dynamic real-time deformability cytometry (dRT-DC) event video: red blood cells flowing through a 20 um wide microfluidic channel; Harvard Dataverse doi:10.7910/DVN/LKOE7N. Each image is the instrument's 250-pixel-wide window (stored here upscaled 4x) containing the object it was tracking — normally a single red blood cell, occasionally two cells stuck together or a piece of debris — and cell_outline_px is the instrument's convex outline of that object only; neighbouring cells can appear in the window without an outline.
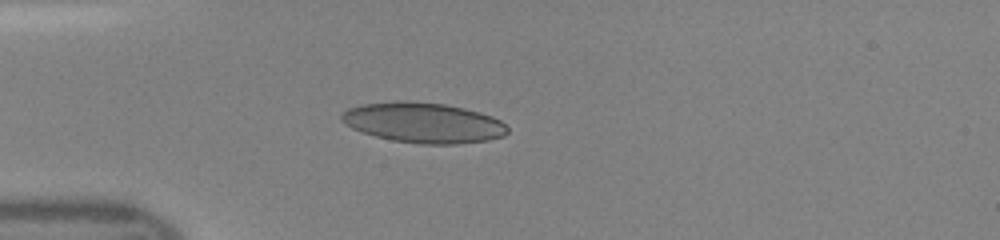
{"species": "human", "species_latin": "Homo sapiens", "temperature_condition": "room temperature", "stored_images_in_passage": 30, "camera_frame_rate_fps": 3000, "um_per_image_px": 0.085, "donor": {"sex": "female"}, "frame": {"image": 1, "passage_image": 1, "time_ms": 0.0, "image_size_px": [1000, 240], "cell_outline_px": [[508, 132], [504, 136], [488, 140], [456, 144], [420, 144], [392, 140], [376, 136], [352, 128], [344, 124], [340, 120], [340, 112], [348, 108], [360, 104], [396, 100], [444, 104], [464, 108], [480, 112], [492, 116], [500, 120], [508, 128]], "centroid_in_image_um": [35.95, 10.42], "position_along_channel_um": 49.0, "area_um2": 39.13}}
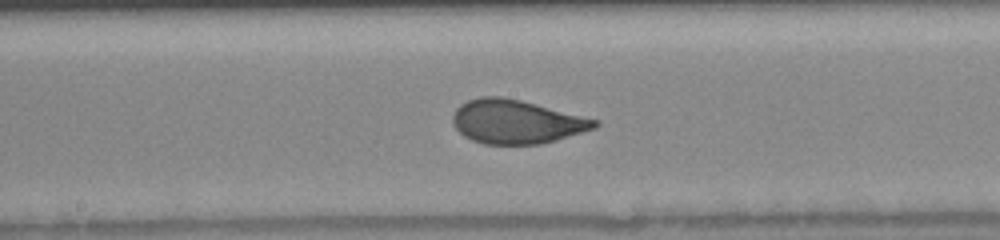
{"frame": {"image": 2, "passage_image": 13, "time_ms": 4.0, "image_size_px": [1000, 240], "cell_outline_px": [[600, 124], [596, 128], [556, 140], [540, 144], [484, 144], [472, 140], [464, 136], [452, 124], [452, 116], [456, 108], [460, 104], [468, 100], [480, 96], [500, 96], [520, 100], [600, 120]], "centroid_in_image_um": [43.89, 10.34], "position_along_channel_um": 204.3, "area_um2": 36.3}}
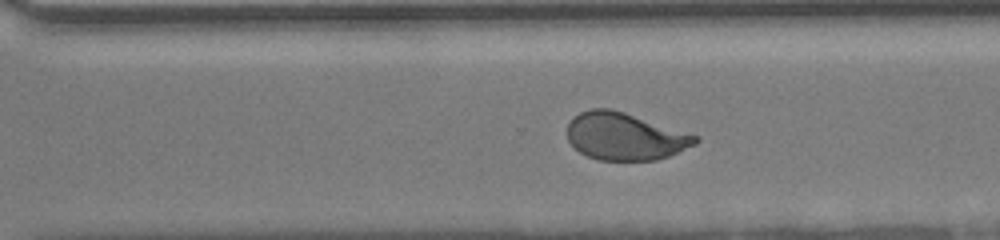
{"frame": {"image": 3, "passage_image": 21, "time_ms": 6.667, "image_size_px": [1000, 240], "cell_outline_px": [[700, 140], [696, 144], [668, 156], [656, 160], [600, 160], [588, 156], [580, 152], [568, 140], [568, 124], [572, 116], [580, 112], [592, 108], [612, 108], [700, 136]], "centroid_in_image_um": [53.13, 11.58], "position_along_channel_um": 317.5, "area_um2": 35.37}}